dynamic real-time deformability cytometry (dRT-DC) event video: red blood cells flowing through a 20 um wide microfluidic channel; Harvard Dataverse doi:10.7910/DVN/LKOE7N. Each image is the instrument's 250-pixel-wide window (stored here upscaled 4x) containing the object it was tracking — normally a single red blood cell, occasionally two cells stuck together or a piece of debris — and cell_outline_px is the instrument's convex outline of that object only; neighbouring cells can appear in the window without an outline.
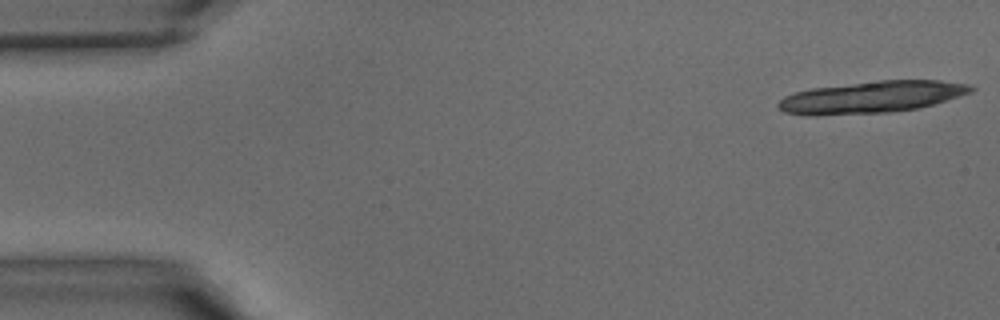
{"species": "common noctule bat (a hibernating species)", "species_latin": "Nyctalus noctula", "temperature_condition": "warm", "stored_images_in_passage": 7, "camera_frame_rate_fps": 3000, "um_per_image_px": 0.085, "animal": {"sex": "male", "body_mass_g": 15.6}, "frame": {"image": 1, "passage_image": 1, "time_ms": 0.0, "image_size_px": [1000, 320], "cell_outline_px": [[976, 88], [972, 92], [920, 108], [892, 112], [816, 116], [804, 116], [784, 112], [776, 104], [784, 96], [796, 92], [812, 88], [880, 80], [940, 80], [968, 84]], "centroid_in_image_um": [74.07, 8.26], "position_along_channel_um": 10.9, "area_um2": 35.95}}